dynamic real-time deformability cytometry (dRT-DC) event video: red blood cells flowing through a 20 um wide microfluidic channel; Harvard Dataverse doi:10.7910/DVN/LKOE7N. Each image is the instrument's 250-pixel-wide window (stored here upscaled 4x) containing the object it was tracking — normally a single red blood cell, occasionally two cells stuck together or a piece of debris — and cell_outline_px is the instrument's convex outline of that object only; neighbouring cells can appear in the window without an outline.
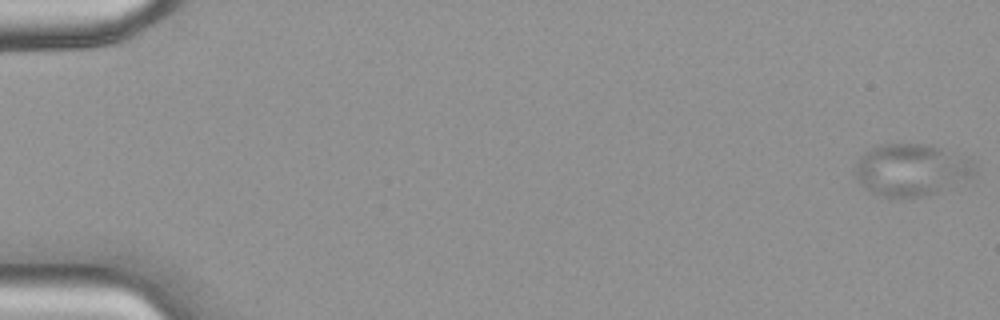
{"species": "common noctule bat (a hibernating species)", "species_latin": "Nyctalus noctula", "temperature_condition": "warm", "stored_images_in_passage": 49, "camera_frame_rate_fps": 3000, "um_per_image_px": 0.085, "animal": {"sex": "female", "body_mass_g": 18.4}, "frame": {"image": 1, "passage_image": 1, "time_ms": 0.0, "image_size_px": [1000, 320], "cell_outline_px": [[976, 172], [972, 176], [936, 192], [920, 196], [888, 200], [872, 192], [860, 184], [856, 180], [856, 164], [860, 156], [876, 144], [932, 144], [972, 160], [976, 164]], "centroid_in_image_um": [77.43, 14.44], "position_along_channel_um": 7.6, "area_um2": 36.47}}
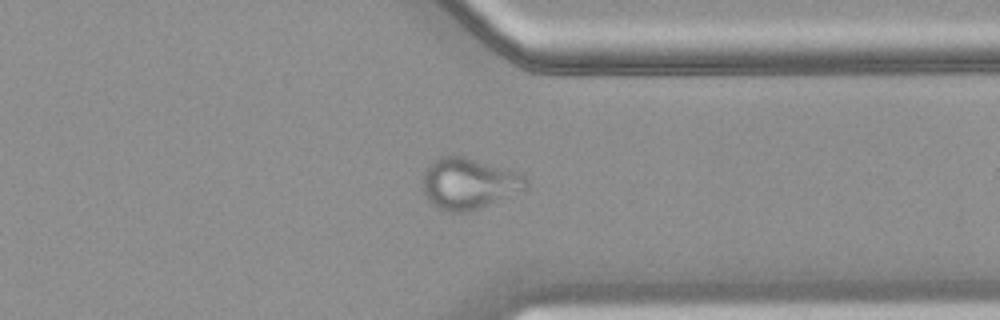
{"frame": {"image": 2, "passage_image": 39, "time_ms": 12.667, "image_size_px": [1000, 320], "cell_outline_px": [[528, 184], [524, 188], [516, 192], [476, 208], [464, 212], [452, 212], [440, 208], [432, 204], [424, 196], [424, 172], [440, 156], [464, 156], [520, 172], [528, 176]], "centroid_in_image_um": [39.85, 15.57], "position_along_channel_um": 371.5, "area_um2": 30.0}}
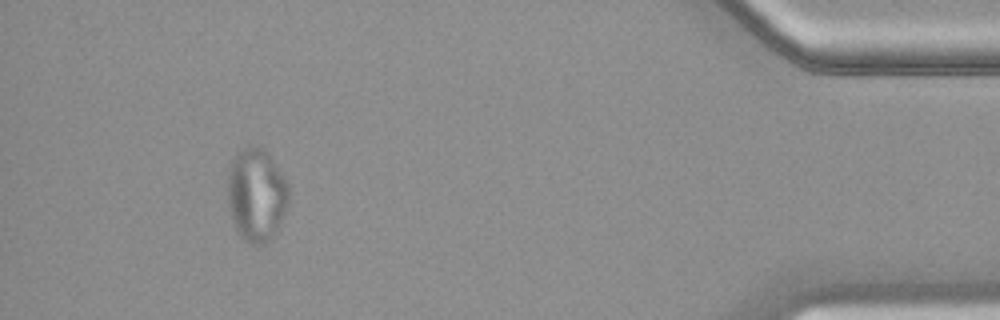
{"frame": {"image": 3, "passage_image": 46, "time_ms": 15.0, "image_size_px": [1000, 320], "cell_outline_px": [[288, 204], [276, 228], [268, 240], [264, 244], [252, 244], [244, 240], [236, 232], [228, 208], [228, 172], [232, 160], [236, 152], [240, 148], [248, 144], [256, 144], [264, 148], [268, 152], [288, 184]], "centroid_in_image_um": [21.75, 16.49], "position_along_channel_um": 413.4, "area_um2": 33.29}}